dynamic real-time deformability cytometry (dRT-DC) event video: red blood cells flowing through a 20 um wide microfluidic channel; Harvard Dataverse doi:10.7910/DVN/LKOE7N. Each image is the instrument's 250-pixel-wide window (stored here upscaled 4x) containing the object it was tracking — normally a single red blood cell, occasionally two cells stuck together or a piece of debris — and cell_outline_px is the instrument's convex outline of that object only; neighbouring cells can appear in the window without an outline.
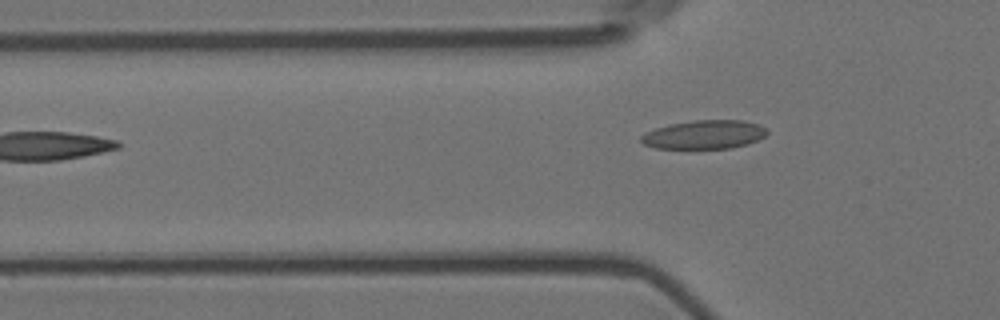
{"species": "Egyptian fruit bat (a non-hibernating species)", "species_latin": "Rousettus aegyptiacus", "temperature_condition": "room temperature", "stored_images_in_passage": 4, "camera_frame_rate_fps": 3000, "um_per_image_px": 0.085, "animal": {"sex": "female"}, "frame": {"image": 1, "passage_image": 4, "time_ms": 1.0, "image_size_px": [1000, 320], "cell_outline_px": [[768, 132], [764, 136], [748, 144], [732, 148], [656, 148], [644, 144], [640, 140], [640, 136], [656, 128], [668, 124], [692, 120], [744, 120], [760, 124]], "centroid_in_image_um": [59.87, 11.43], "position_along_channel_um": 65.9, "area_um2": 21.04}}